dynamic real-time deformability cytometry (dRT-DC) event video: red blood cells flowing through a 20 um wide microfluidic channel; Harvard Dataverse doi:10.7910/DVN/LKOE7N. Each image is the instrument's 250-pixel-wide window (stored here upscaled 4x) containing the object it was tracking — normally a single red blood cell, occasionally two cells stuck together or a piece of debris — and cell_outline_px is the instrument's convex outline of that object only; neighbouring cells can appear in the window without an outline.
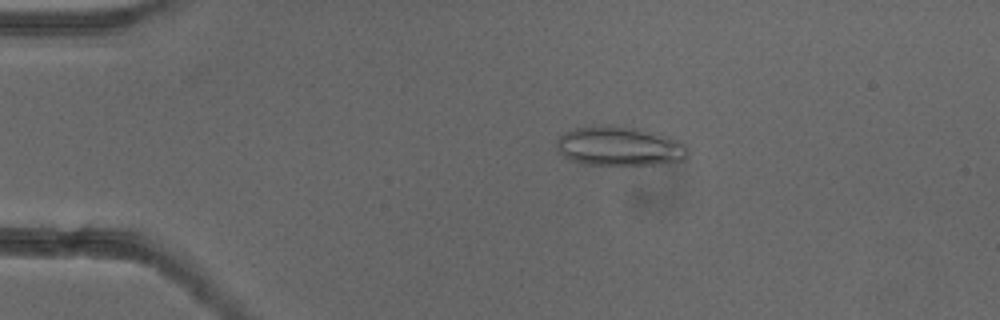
{"species": "common noctule bat (a hibernating species)", "species_latin": "Nyctalus noctula", "temperature_condition": "cold", "stored_images_in_passage": 53, "camera_frame_rate_fps": 3000, "um_per_image_px": 0.085, "animal": {"sex": "female"}, "frame": {"image": 1, "passage_image": 11, "time_ms": 3.333, "image_size_px": [1000, 320], "cell_outline_px": [[688, 156], [684, 160], [652, 164], [580, 164], [568, 160], [556, 148], [556, 140], [564, 132], [576, 128], [608, 124], [640, 128], [656, 132], [668, 136], [688, 144]], "centroid_in_image_um": [52.66, 12.41], "position_along_channel_um": 32.3, "area_um2": 30.46}}
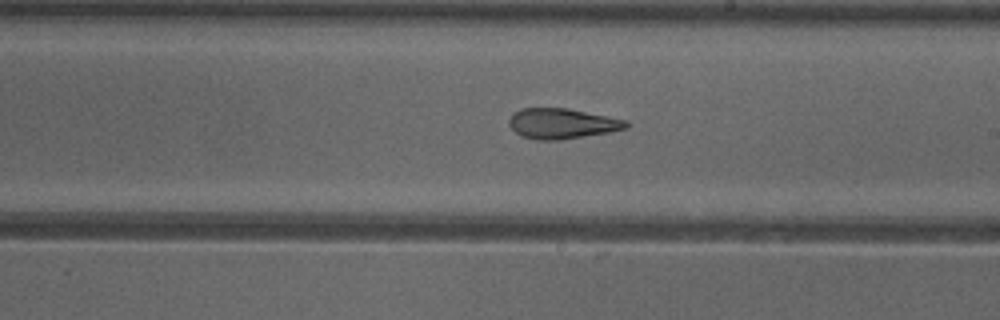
{"frame": {"image": 2, "passage_image": 31, "time_ms": 10.0, "image_size_px": [1000, 320], "cell_outline_px": [[628, 128], [608, 132], [560, 140], [536, 140], [520, 136], [508, 124], [508, 120], [520, 108], [568, 108], [628, 120]], "centroid_in_image_um": [47.77, 10.5], "position_along_channel_um": 241.2, "area_um2": 20.69}}
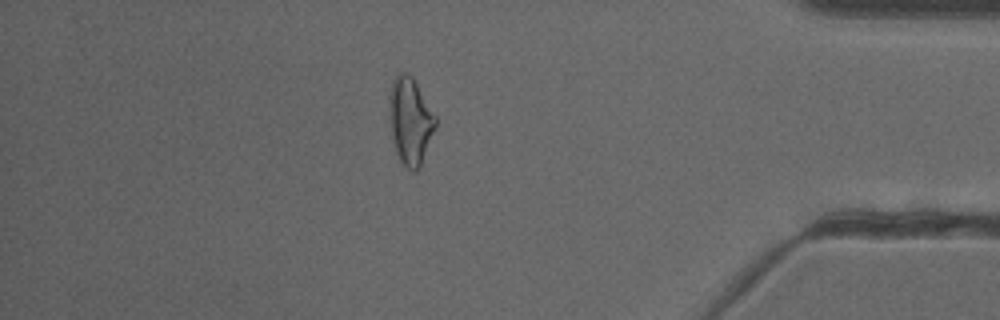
{"frame": {"image": 3, "passage_image": 46, "time_ms": 15.0, "image_size_px": [1000, 320], "cell_outline_px": [[436, 128], [420, 164], [416, 172], [412, 172], [400, 160], [396, 152], [392, 140], [388, 116], [388, 96], [392, 80], [400, 72], [408, 72], [412, 76], [436, 116]], "centroid_in_image_um": [34.84, 10.24], "position_along_channel_um": 400.4, "area_um2": 23.64}, "authors_computed_cell_mechanics": {"area_um2": 23.5824, "velocity_mm_per_s": 3.912, "shape_relaxation_time_tau1_ms": null, "shape_relaxation_time_tau2_ms": 3.2884, "deformation_change_tau1": null, "deformation_change_tau2": 0.1185}}